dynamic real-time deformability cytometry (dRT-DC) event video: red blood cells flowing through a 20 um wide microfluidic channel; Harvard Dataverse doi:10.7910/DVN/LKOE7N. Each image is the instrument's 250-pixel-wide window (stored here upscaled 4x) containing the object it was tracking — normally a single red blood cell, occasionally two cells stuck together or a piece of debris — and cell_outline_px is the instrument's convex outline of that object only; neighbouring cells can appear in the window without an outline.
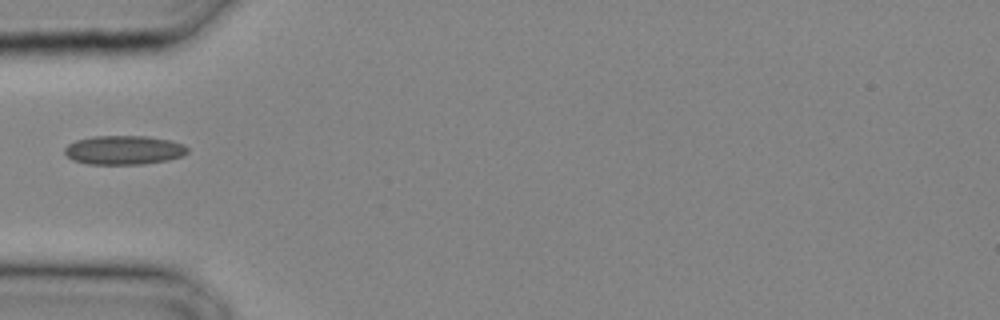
{"species": "common noctule bat (a hibernating species)", "species_latin": "Nyctalus noctula", "temperature_condition": "cold", "stored_images_in_passage": 6, "camera_frame_rate_fps": 3000, "um_per_image_px": 0.085, "animal": {"sex": "male", "body_mass_g": 20.4}, "frame": {"image": 1, "passage_image": 1, "time_ms": 0.0, "image_size_px": [1000, 320], "cell_outline_px": [[188, 152], [184, 156], [168, 160], [144, 164], [88, 164], [72, 160], [64, 152], [64, 148], [68, 144], [76, 140], [92, 136], [148, 136], [168, 140], [184, 144], [188, 148]], "centroid_in_image_um": [10.54, 12.75], "position_along_channel_um": 74.5, "area_um2": 20.92}}
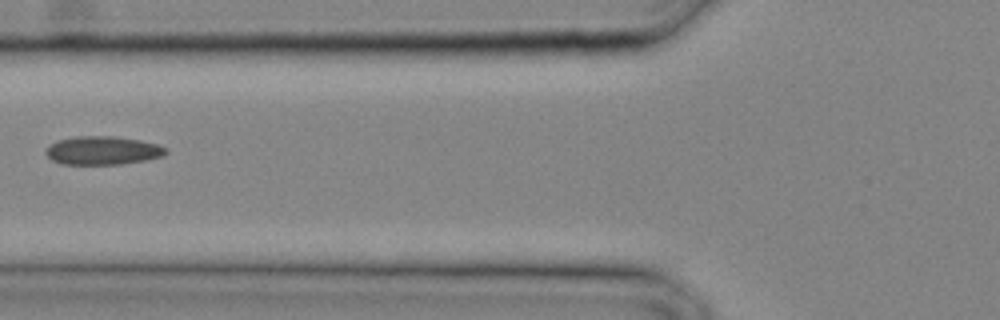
{"frame": {"image": 2, "passage_image": 3, "time_ms": 0.667, "image_size_px": [1000, 320], "cell_outline_px": [[168, 152], [164, 156], [144, 160], [120, 164], [60, 164], [52, 160], [44, 152], [56, 140], [76, 136], [116, 136], [140, 140], [160, 144], [168, 148]], "centroid_in_image_um": [8.77, 12.78], "position_along_channel_um": 117.0, "area_um2": 20.06}}
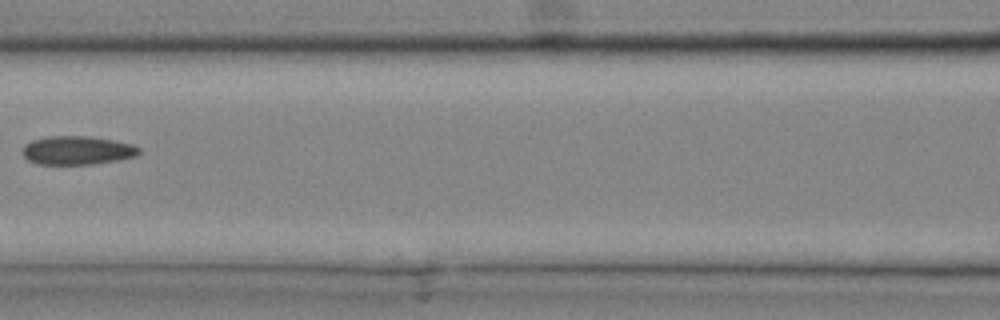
{"frame": {"image": 3, "passage_image": 5, "time_ms": 1.333, "image_size_px": [1000, 320], "cell_outline_px": [[140, 152], [136, 156], [116, 160], [92, 164], [36, 164], [28, 160], [20, 152], [24, 144], [32, 140], [48, 136], [88, 136], [112, 140], [132, 144], [140, 148]], "centroid_in_image_um": [6.51, 12.78], "position_along_channel_um": 160.1, "area_um2": 19.48}}